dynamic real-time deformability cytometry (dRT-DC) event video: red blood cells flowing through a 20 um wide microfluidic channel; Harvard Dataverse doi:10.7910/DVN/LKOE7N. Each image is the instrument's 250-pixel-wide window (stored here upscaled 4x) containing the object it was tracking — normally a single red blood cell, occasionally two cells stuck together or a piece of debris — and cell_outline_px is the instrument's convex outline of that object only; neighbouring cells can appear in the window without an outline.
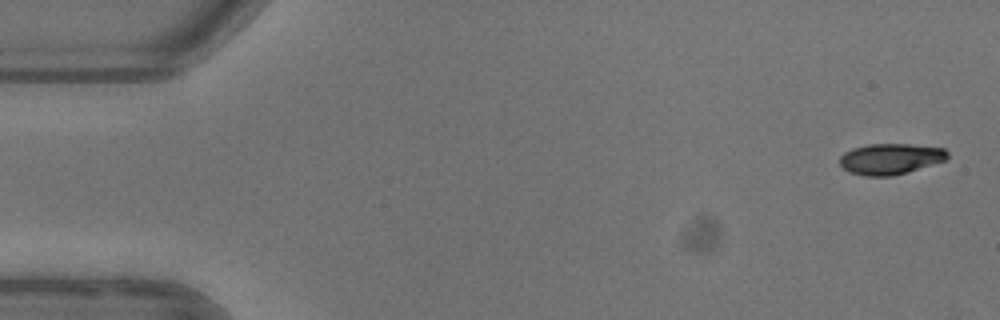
{"species": "common noctule bat (a hibernating species)", "species_latin": "Nyctalus noctula", "temperature_condition": "warm", "stored_images_in_passage": 4, "segment_of_instrument_passage": [1, 2], "camera_frame_rate_fps": 3000, "um_per_image_px": 0.085, "animal": {"sex": "female"}, "frame": {"image": 1, "passage_image": 1, "time_ms": 0.0, "image_size_px": [1000, 320], "cell_outline_px": [[948, 156], [944, 160], [908, 172], [892, 176], [864, 176], [852, 172], [844, 168], [840, 164], [840, 156], [844, 152], [852, 148], [868, 144], [912, 144], [944, 148], [948, 152]], "centroid_in_image_um": [75.68, 13.49], "position_along_channel_um": 9.3, "area_um2": 19.31}}